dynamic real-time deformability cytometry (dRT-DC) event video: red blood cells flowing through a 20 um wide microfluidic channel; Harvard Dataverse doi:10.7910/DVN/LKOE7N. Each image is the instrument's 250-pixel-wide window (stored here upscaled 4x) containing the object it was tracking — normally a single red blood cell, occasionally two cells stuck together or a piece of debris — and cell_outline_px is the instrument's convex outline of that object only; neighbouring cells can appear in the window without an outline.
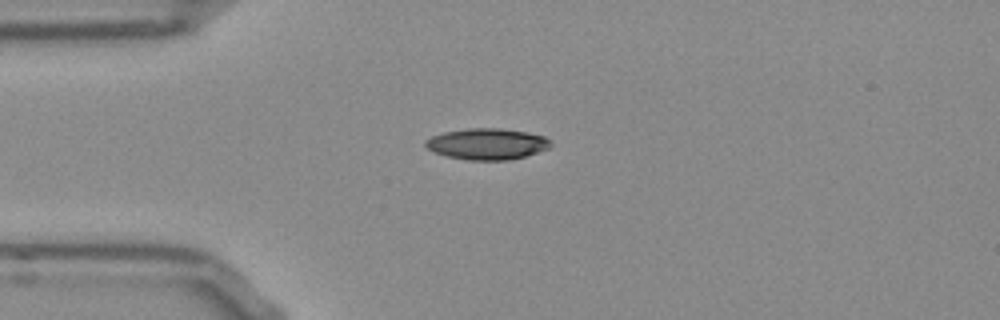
{"species": "Egyptian fruit bat (a non-hibernating species)", "species_latin": "Rousettus aegyptiacus", "temperature_condition": "room temperature", "stored_images_in_passage": 40, "camera_frame_rate_fps": 3000, "um_per_image_px": 0.085, "frame": {"image": 1, "passage_image": 1, "time_ms": 0.0, "image_size_px": [1000, 320], "cell_outline_px": [[552, 144], [548, 148], [524, 156], [508, 160], [468, 160], [448, 156], [436, 152], [428, 148], [424, 144], [424, 140], [432, 136], [444, 132], [468, 128], [500, 128], [528, 132], [544, 136]], "centroid_in_image_um": [41.39, 12.22], "position_along_channel_um": 43.6, "area_um2": 22.54}}
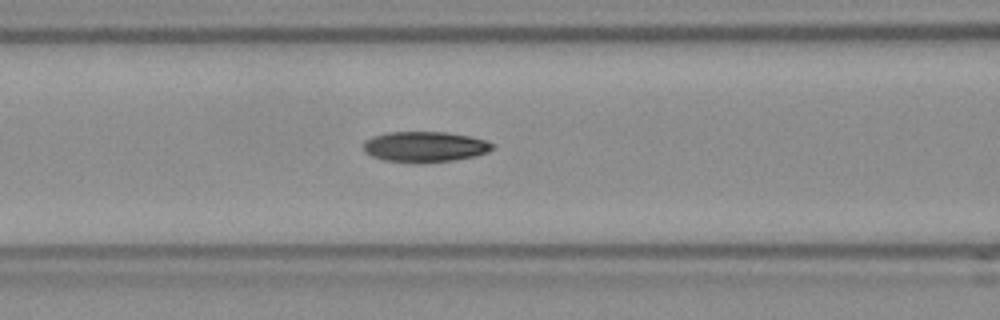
{"frame": {"image": 2, "passage_image": 9, "time_ms": 2.667, "image_size_px": [1000, 320], "cell_outline_px": [[496, 144], [488, 152], [476, 156], [452, 160], [416, 164], [384, 160], [372, 156], [364, 152], [364, 140], [372, 136], [388, 132], [448, 132], [468, 136], [484, 140]], "centroid_in_image_um": [36.09, 12.48], "position_along_channel_um": 130.5, "area_um2": 23.18}}
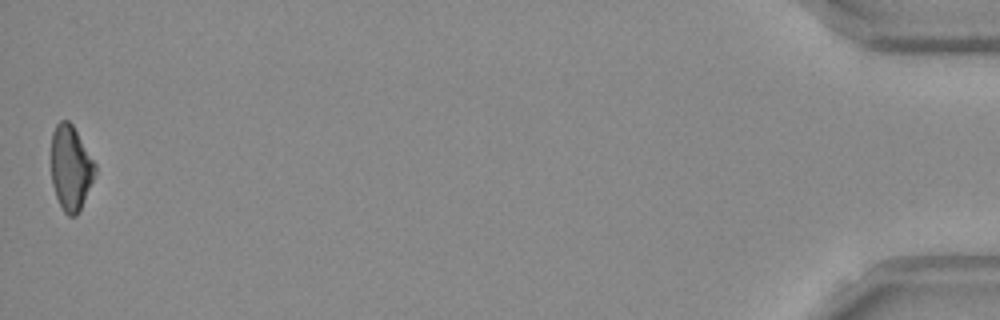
{"frame": {"image": 3, "passage_image": 40, "time_ms": 13.0, "image_size_px": [1000, 320], "cell_outline_px": [[96, 172], [80, 208], [76, 216], [68, 216], [64, 212], [56, 196], [52, 184], [52, 132], [56, 124], [60, 120], [68, 120], [72, 124], [96, 164]], "centroid_in_image_um": [6.0, 14.25], "position_along_channel_um": 429.2, "area_um2": 21.39}, "authors_computed_cell_mechanics": {"area_um2": 22.7443, "velocity_mm_per_s": 3.8672, "shape_relaxation_time_tau1_ms": 6.3008, "shape_relaxation_time_tau2_ms": 7.913, "deformation_change_tau1": 0.1753, "deformation_change_tau2": 0.1344}}